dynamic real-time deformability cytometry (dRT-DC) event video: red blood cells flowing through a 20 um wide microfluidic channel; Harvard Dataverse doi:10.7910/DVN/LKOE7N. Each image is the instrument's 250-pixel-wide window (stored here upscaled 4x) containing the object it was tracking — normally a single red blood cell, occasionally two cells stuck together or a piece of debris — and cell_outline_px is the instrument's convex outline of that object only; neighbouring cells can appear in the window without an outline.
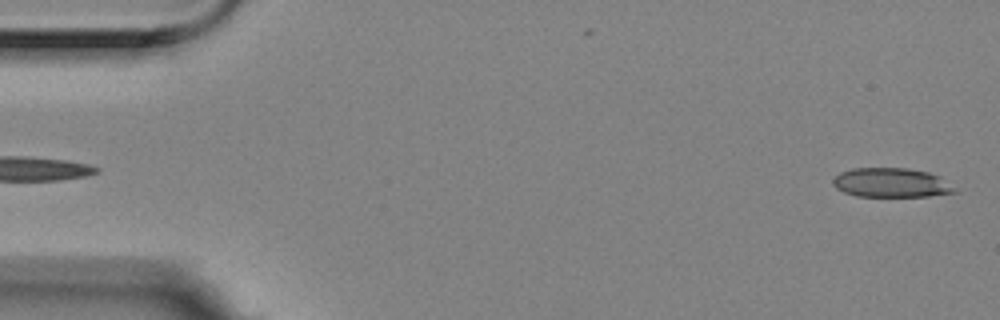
{"species": "Egyptian fruit bat (a non-hibernating species)", "species_latin": "Rousettus aegyptiacus", "temperature_condition": "room temperature", "stored_images_in_passage": 5, "camera_frame_rate_fps": 3000, "um_per_image_px": 0.085, "animal": {"sex": "female"}, "frame": {"image": 1, "passage_image": 5, "time_ms": 1.333, "image_size_px": [1000, 320], "cell_outline_px": [[960, 192], [928, 196], [856, 196], [844, 192], [836, 188], [832, 184], [832, 180], [840, 172], [852, 168], [908, 168], [928, 172], [940, 176], [956, 188]], "centroid_in_image_um": [75.78, 15.53], "position_along_channel_um": 9.2, "area_um2": 20.92}}